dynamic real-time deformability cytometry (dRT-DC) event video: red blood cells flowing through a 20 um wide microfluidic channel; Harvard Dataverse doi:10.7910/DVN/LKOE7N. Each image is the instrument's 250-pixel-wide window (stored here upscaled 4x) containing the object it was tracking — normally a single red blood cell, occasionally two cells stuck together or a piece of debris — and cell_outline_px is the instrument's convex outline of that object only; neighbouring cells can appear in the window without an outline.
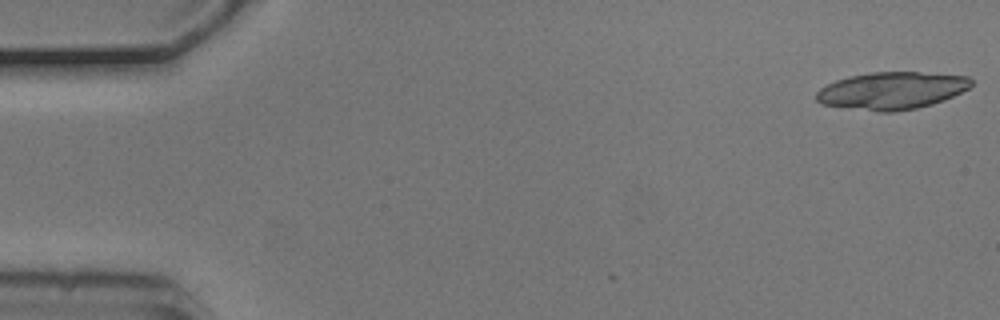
{"species": "common noctule bat (a hibernating species)", "species_latin": "Nyctalus noctula", "temperature_condition": "cold", "stored_images_in_passage": 6, "segment_of_instrument_passage": [1, 2], "camera_frame_rate_fps": 3000, "um_per_image_px": 0.085, "animal": {"sex": "male", "body_mass_g": 20.5, "forearm_length_mm": 52.5}, "frame": {"image": 1, "passage_image": 1, "time_ms": 0.0, "image_size_px": [1000, 320], "cell_outline_px": [[972, 84], [968, 88], [944, 100], [932, 104], [916, 108], [892, 112], [880, 112], [820, 104], [816, 100], [816, 92], [820, 88], [836, 80], [848, 76], [872, 72], [920, 72], [968, 76], [972, 80]], "centroid_in_image_um": [75.78, 7.7], "position_along_channel_um": 9.2, "area_um2": 33.64}}